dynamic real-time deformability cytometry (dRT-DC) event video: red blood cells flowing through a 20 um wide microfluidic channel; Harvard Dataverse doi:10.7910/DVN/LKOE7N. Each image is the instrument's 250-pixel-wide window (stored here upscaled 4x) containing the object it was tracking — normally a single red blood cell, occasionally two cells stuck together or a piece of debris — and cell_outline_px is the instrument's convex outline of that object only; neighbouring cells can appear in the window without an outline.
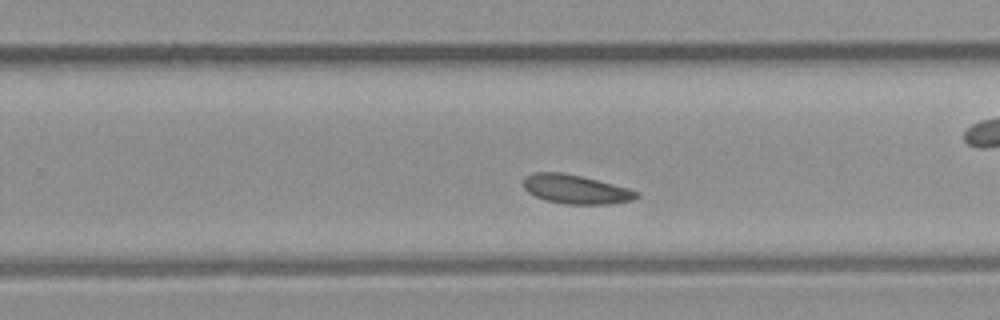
{"species": "common noctule bat (a hibernating species)", "species_latin": "Nyctalus noctula", "temperature_condition": "room temperature", "stored_images_in_passage": 35, "camera_frame_rate_fps": 3000, "um_per_image_px": 0.085, "animal": {"sex": "male", "body_mass_g": 23.1, "forearm_length_mm": 52.7}, "frame": {"image": 1, "passage_image": 20, "time_ms": 6.333, "image_size_px": [1000, 320], "cell_outline_px": [[640, 196], [632, 200], [608, 204], [564, 204], [544, 200], [528, 192], [524, 188], [524, 176], [532, 172], [560, 172], [580, 176], [628, 188], [640, 192]], "centroid_in_image_um": [48.92, 16.09], "position_along_channel_um": 280.9, "area_um2": 19.07}}